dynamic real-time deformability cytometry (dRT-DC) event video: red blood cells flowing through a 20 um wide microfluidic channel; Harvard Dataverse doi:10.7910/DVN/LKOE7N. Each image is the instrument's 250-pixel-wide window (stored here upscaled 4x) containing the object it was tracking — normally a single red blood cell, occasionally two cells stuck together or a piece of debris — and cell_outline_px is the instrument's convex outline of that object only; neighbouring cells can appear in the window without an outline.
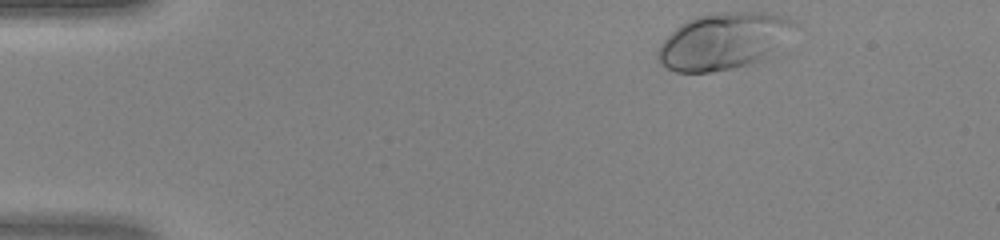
{"species": "human", "species_latin": "Homo sapiens", "temperature_condition": "warm", "stored_images_in_passage": 41, "camera_frame_rate_fps": 3000, "um_per_image_px": 0.085, "donor": {"sex": "female"}, "frame": {"image": 1, "passage_image": 1, "time_ms": 0.0, "image_size_px": [1000, 240], "cell_outline_px": [[796, 24], [772, 52], [760, 60], [748, 64], [732, 68], [708, 72], [676, 72], [660, 64], [656, 56], [656, 52], [660, 44], [680, 24], [696, 16], [720, 12], [768, 12], [792, 20]], "centroid_in_image_um": [61.42, 3.49], "position_along_channel_um": 23.6, "area_um2": 44.22}}
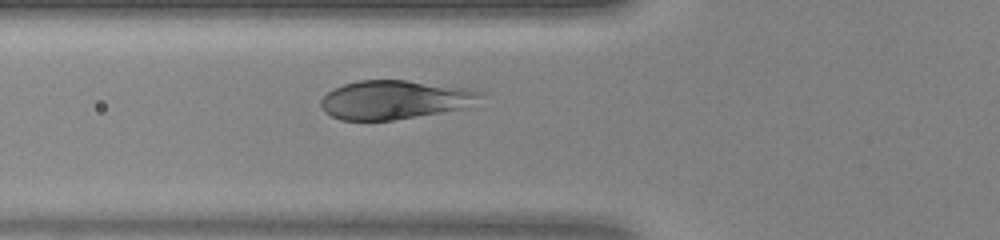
{"frame": {"image": 2, "passage_image": 12, "time_ms": 3.667, "image_size_px": [1000, 240], "cell_outline_px": [[488, 92], [484, 96], [468, 108], [392, 120], [340, 120], [324, 112], [320, 104], [320, 100], [332, 88], [356, 80], [408, 80], [468, 88]], "centroid_in_image_um": [33.59, 8.47], "position_along_channel_um": 92.2, "area_um2": 36.53}}
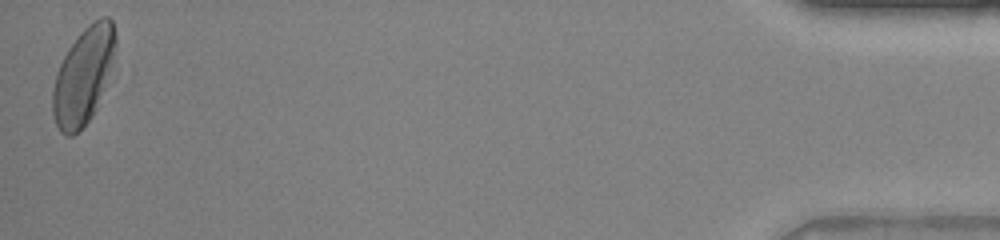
{"frame": {"image": 3, "passage_image": 41, "time_ms": 13.333, "image_size_px": [1000, 240], "cell_outline_px": [[116, 44], [112, 60], [96, 108], [92, 116], [72, 136], [64, 136], [60, 132], [56, 124], [52, 112], [52, 88], [56, 72], [68, 48], [80, 32], [88, 24], [100, 16], [108, 16], [112, 20], [116, 36]], "centroid_in_image_um": [7.05, 6.42], "position_along_channel_um": 428.2, "area_um2": 34.91}}